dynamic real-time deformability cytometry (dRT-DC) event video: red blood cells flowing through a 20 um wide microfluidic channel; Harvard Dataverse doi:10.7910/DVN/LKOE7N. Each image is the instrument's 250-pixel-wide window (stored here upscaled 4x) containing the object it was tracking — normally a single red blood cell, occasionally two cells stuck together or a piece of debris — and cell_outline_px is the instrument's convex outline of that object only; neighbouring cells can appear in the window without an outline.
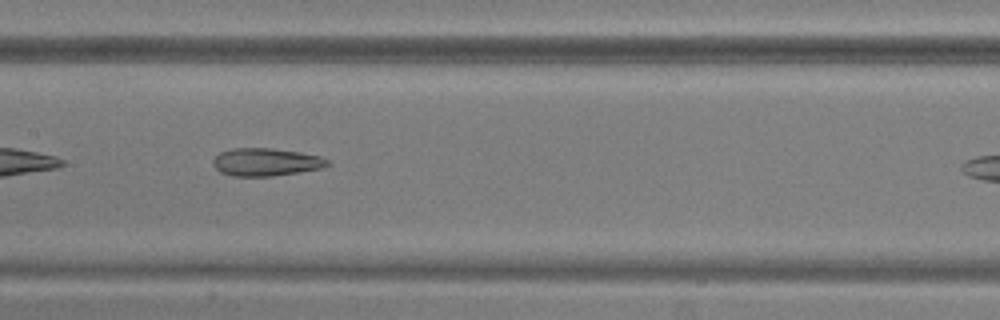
{"species": "common noctule bat (a hibernating species)", "species_latin": "Nyctalus noctula", "temperature_condition": "warm", "stored_images_in_passage": 9, "camera_frame_rate_fps": 3000, "um_per_image_px": 0.085, "animal": {"sex": "male", "body_mass_g": 20.5, "forearm_length_mm": 52.5}, "frame": {"image": 1, "passage_image": 8, "time_ms": 10.667, "image_size_px": [1000, 320], "cell_outline_px": [[332, 164], [324, 168], [272, 176], [232, 176], [220, 172], [212, 164], [212, 160], [220, 152], [232, 148], [272, 148], [300, 152], [320, 156], [332, 160]], "centroid_in_image_um": [22.65, 13.77], "position_along_channel_um": 184.8, "area_um2": 18.79}}